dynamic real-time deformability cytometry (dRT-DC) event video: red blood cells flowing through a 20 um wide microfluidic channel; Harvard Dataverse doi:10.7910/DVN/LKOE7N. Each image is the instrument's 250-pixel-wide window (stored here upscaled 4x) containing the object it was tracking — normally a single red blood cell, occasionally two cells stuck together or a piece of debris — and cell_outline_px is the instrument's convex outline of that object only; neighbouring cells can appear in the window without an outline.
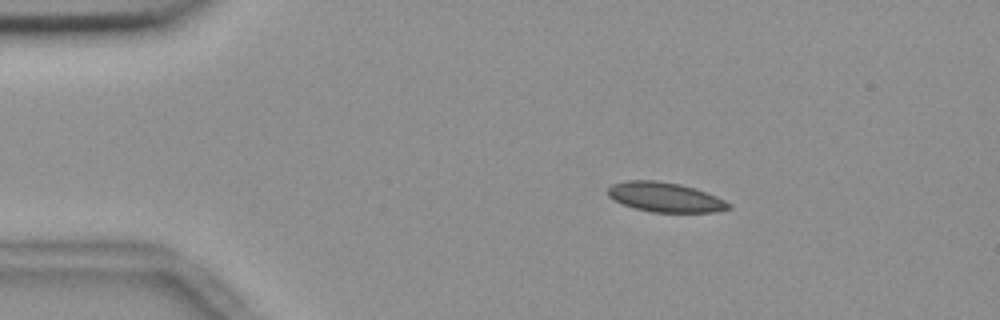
{"species": "common noctule bat (a hibernating species)", "species_latin": "Nyctalus noctula", "temperature_condition": "room temperature", "stored_images_in_passage": 55, "camera_frame_rate_fps": 3000, "um_per_image_px": 0.085, "animal": {"sex": "female", "body_mass_g": 18.4}, "frame": {"image": 1, "passage_image": 9, "time_ms": 2.667, "image_size_px": [1000, 320], "cell_outline_px": [[732, 208], [716, 212], [652, 212], [636, 208], [624, 204], [608, 196], [604, 192], [612, 184], [624, 180], [656, 180], [680, 184], [716, 196], [732, 204]], "centroid_in_image_um": [56.52, 16.75], "position_along_channel_um": 28.5, "area_um2": 20.81}}
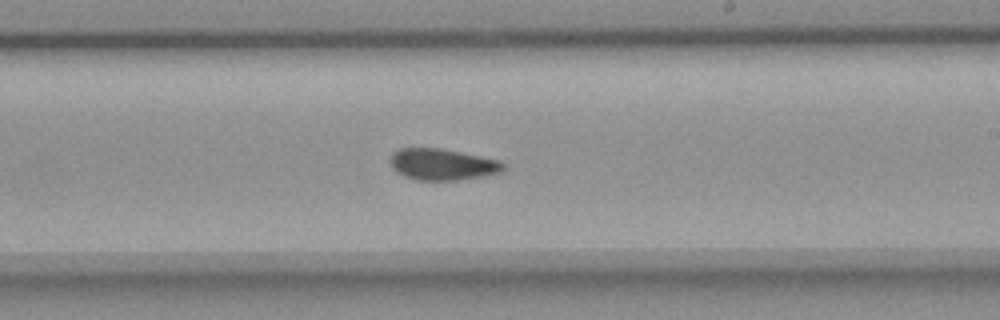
{"frame": {"image": 2, "passage_image": 32, "time_ms": 10.333, "image_size_px": [1000, 320], "cell_outline_px": [[504, 168], [500, 172], [484, 176], [456, 180], [416, 180], [404, 176], [396, 172], [392, 168], [388, 160], [392, 152], [400, 148], [440, 148], [500, 160], [504, 164]], "centroid_in_image_um": [37.55, 13.97], "position_along_channel_um": 251.5, "area_um2": 20.81}}
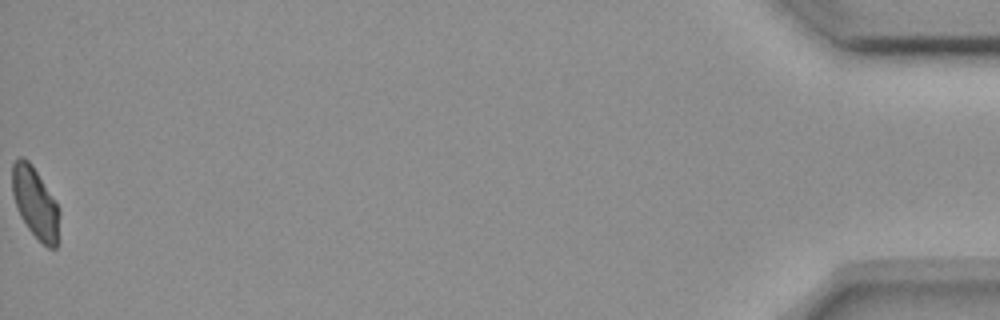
{"frame": {"image": 3, "passage_image": 55, "time_ms": 18.0, "image_size_px": [1000, 320], "cell_outline_px": [[60, 212], [56, 248], [48, 248], [28, 228], [20, 216], [16, 208], [12, 192], [12, 164], [20, 156], [24, 156], [32, 164], [60, 208]], "centroid_in_image_um": [2.99, 17.21], "position_along_channel_um": 432.2, "area_um2": 19.48}, "authors_computed_cell_mechanics": {"area_um2": 20.808, "velocity_mm_per_s": 3.669, "shape_relaxation_time_tau1_ms": null, "shape_relaxation_time_tau2_ms": 2.2076, "deformation_change_tau1": null, "deformation_change_tau2": 0.0528}}